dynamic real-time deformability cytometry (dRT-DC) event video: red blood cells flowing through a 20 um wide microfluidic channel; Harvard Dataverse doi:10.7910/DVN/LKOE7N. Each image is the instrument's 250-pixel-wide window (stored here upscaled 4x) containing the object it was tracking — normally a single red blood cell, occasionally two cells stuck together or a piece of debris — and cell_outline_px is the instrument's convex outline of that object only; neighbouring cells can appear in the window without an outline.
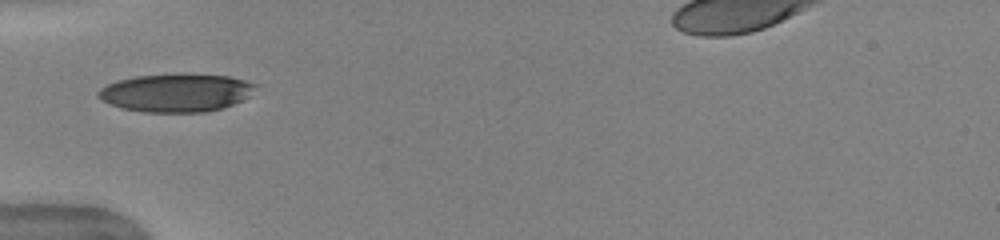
{"species": "human", "species_latin": "Homo sapiens", "temperature_condition": "warm", "stored_images_in_passage": 31, "camera_frame_rate_fps": 3000, "um_per_image_px": 0.085, "donor": {"sex": "female"}, "frame": {"image": 1, "passage_image": 1, "time_ms": 0.0, "image_size_px": [1000, 240], "cell_outline_px": [[260, 84], [244, 100], [224, 108], [204, 112], [144, 112], [120, 108], [108, 104], [96, 96], [96, 92], [100, 88], [116, 80], [136, 76], [184, 72], [228, 76]], "centroid_in_image_um": [14.97, 7.86], "position_along_channel_um": 70.0, "area_um2": 35.78}, "authors_computed_cell_mechanics": {"area_um2": 37.8012, "velocity_mm_per_s": 3.9613, "shape_relaxation_time_tau1_ms": 4.2126, "shape_relaxation_time_tau2_ms": null, "deformation_change_tau1": 0.1892, "deformation_change_tau2": null}}